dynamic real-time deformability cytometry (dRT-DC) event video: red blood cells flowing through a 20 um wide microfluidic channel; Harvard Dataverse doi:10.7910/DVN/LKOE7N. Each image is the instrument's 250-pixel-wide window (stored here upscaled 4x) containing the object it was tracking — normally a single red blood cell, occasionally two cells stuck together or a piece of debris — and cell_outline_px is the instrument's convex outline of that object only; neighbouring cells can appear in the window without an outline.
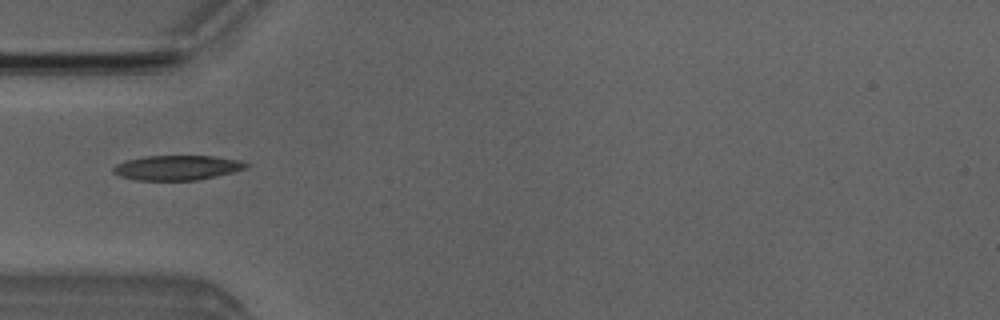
{"species": "Egyptian fruit bat (a non-hibernating species)", "species_latin": "Rousettus aegyptiacus", "temperature_condition": "room temperature", "stored_images_in_passage": 1, "camera_frame_rate_fps": 3000, "um_per_image_px": 0.085, "animal": {"sex": "male"}, "frame": {"image": 1, "passage_image": 1, "time_ms": 0.0, "image_size_px": [1000, 320], "cell_outline_px": [[252, 164], [248, 168], [200, 180], [136, 180], [120, 176], [112, 172], [112, 168], [116, 164], [124, 160], [144, 156], [212, 156], [240, 160]], "centroid_in_image_um": [15.06, 14.25], "position_along_channel_um": 69.9, "area_um2": 19.36}}